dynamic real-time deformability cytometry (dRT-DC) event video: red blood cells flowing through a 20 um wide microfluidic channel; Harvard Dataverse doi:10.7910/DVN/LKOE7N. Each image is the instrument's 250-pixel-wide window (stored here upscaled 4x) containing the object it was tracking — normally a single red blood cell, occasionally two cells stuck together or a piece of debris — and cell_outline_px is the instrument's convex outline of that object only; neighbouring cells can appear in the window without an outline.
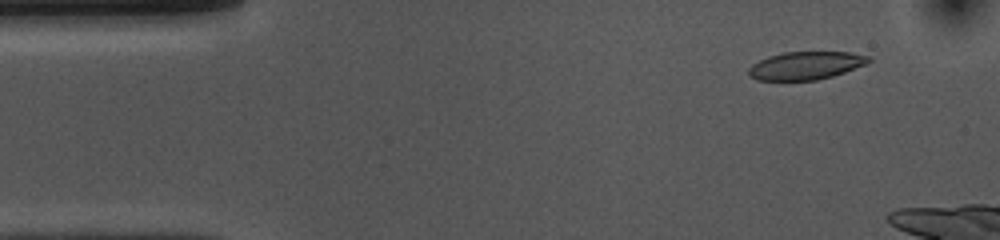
{"species": "common noctule bat (a hibernating species)", "species_latin": "Nyctalus noctula", "temperature_condition": "cold", "stored_images_in_passage": 14, "camera_frame_rate_fps": 3000, "um_per_image_px": 0.085, "animal": {"sex": "female", "body_mass_g": 10.0, "forearm_length_mm": 53.1}, "frame": {"image": 1, "passage_image": 5, "time_ms": 1.333, "image_size_px": [1000, 240], "cell_outline_px": [[872, 60], [868, 64], [832, 76], [816, 80], [756, 80], [748, 76], [748, 68], [752, 64], [768, 56], [784, 52], [848, 52], [868, 56]], "centroid_in_image_um": [68.47, 5.57], "position_along_channel_um": 16.5, "area_um2": 19.59}}